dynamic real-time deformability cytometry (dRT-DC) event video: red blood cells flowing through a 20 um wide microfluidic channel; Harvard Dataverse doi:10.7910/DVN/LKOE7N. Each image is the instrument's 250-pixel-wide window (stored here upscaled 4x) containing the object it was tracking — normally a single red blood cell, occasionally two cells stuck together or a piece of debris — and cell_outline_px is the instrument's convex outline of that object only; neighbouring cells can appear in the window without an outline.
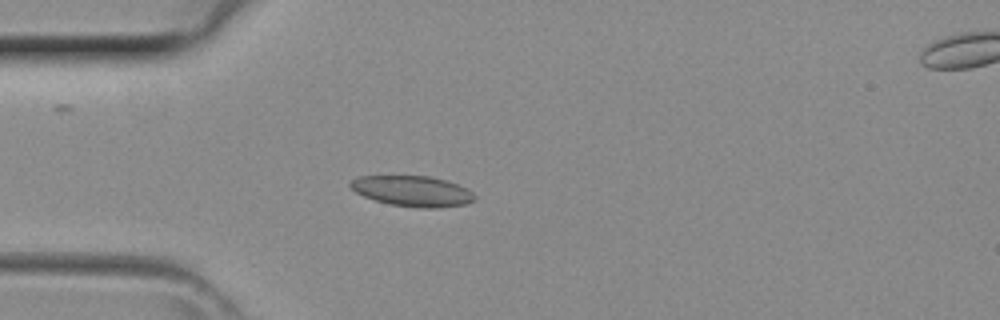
{"species": "common noctule bat (a hibernating species)", "species_latin": "Nyctalus noctula", "temperature_condition": "room temperature", "stored_images_in_passage": 21, "camera_frame_rate_fps": 3000, "um_per_image_px": 0.085, "animal": {"sex": "female", "body_mass_g": 29.2, "forearm_length_mm": 56.3}, "frame": {"image": 1, "passage_image": 6, "time_ms": 1.667, "image_size_px": [1000, 320], "cell_outline_px": [[476, 200], [464, 204], [436, 208], [420, 208], [388, 204], [364, 196], [356, 192], [348, 184], [352, 180], [360, 176], [428, 176], [444, 180], [468, 188], [476, 196]], "centroid_in_image_um": [35.08, 16.25], "position_along_channel_um": 49.9, "area_um2": 22.02}}
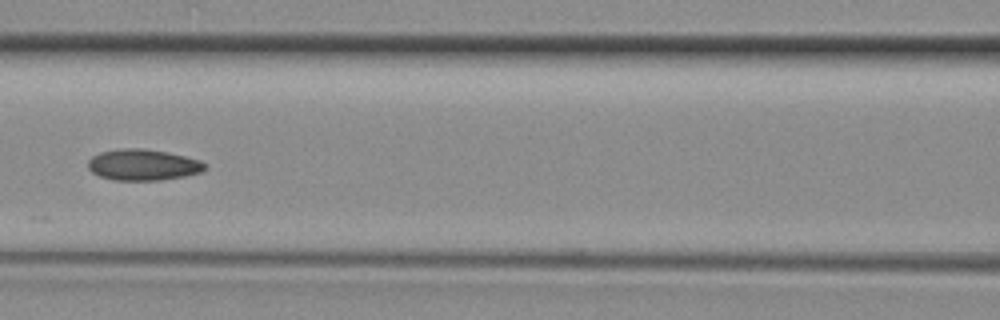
{"frame": {"image": 2, "passage_image": 13, "time_ms": 4.0, "image_size_px": [1000, 320], "cell_outline_px": [[208, 164], [204, 172], [184, 176], [160, 180], [112, 180], [100, 176], [92, 172], [88, 168], [88, 160], [92, 156], [100, 152], [124, 148], [140, 148], [168, 152], [200, 160]], "centroid_in_image_um": [12.18, 14.01], "position_along_channel_um": 154.4, "area_um2": 21.33}}
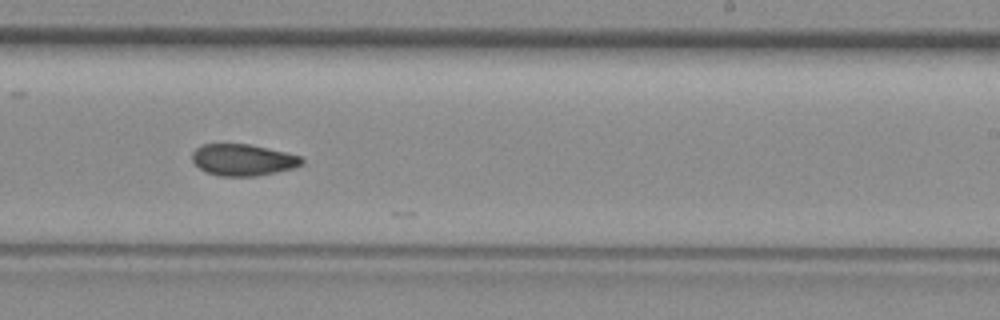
{"frame": {"image": 3, "passage_image": 20, "time_ms": 6.333, "image_size_px": [1000, 320], "cell_outline_px": [[304, 164], [292, 168], [276, 172], [256, 176], [220, 176], [208, 172], [200, 168], [192, 160], [192, 152], [196, 148], [204, 144], [248, 144], [284, 152], [300, 156], [304, 160]], "centroid_in_image_um": [20.65, 13.59], "position_along_channel_um": 268.3, "area_um2": 19.94}}